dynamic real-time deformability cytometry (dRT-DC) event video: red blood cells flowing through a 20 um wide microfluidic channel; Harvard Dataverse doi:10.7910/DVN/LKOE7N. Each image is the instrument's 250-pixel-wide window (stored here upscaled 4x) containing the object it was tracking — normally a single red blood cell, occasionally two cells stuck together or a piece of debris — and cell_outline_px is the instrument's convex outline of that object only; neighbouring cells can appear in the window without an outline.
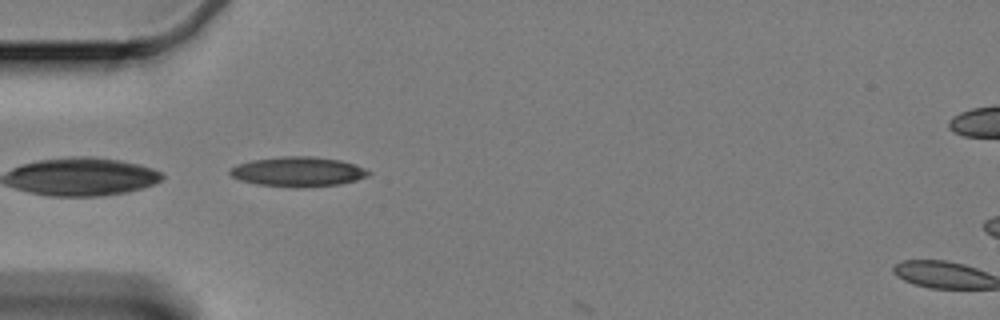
{"species": "Egyptian fruit bat (a non-hibernating species)", "species_latin": "Rousettus aegyptiacus", "temperature_condition": "cold", "stored_images_in_passage": 4, "camera_frame_rate_fps": 3000, "um_per_image_px": 0.085, "animal": {"sex": "female"}, "frame": {"image": 1, "passage_image": 1, "time_ms": 0.0, "image_size_px": [1000, 320], "cell_outline_px": [[372, 172], [368, 176], [356, 180], [340, 184], [300, 188], [296, 188], [256, 184], [240, 180], [232, 176], [228, 172], [228, 168], [236, 164], [252, 160], [284, 156], [312, 156], [340, 160], [356, 164]], "centroid_in_image_um": [25.32, 14.59], "position_along_channel_um": 59.7, "area_um2": 24.28}}